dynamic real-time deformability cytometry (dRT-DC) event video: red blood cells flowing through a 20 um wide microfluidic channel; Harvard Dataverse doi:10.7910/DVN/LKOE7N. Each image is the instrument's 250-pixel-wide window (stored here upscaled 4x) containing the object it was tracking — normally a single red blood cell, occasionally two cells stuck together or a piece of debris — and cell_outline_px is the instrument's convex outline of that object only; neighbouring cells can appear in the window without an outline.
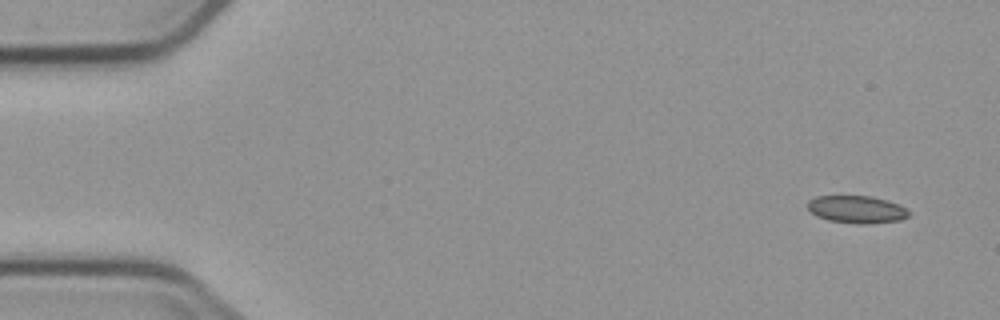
{"species": "common noctule bat (a hibernating species)", "species_latin": "Nyctalus noctula", "temperature_condition": "cold", "stored_images_in_passage": 5, "segment_of_instrument_passage": [2, 2], "camera_frame_rate_fps": 3000, "um_per_image_px": 0.085, "animal": {"sex": "male", "body_mass_g": 23.1, "forearm_length_mm": 52.7}, "frame": {"image": 1, "passage_image": 5, "time_ms": 7.667, "image_size_px": [1000, 320], "cell_outline_px": [[912, 212], [908, 216], [900, 220], [864, 224], [856, 224], [828, 220], [816, 216], [808, 208], [808, 200], [816, 196], [872, 196], [896, 204]], "centroid_in_image_um": [72.8, 17.8], "position_along_channel_um": 12.2, "area_um2": 16.07}}